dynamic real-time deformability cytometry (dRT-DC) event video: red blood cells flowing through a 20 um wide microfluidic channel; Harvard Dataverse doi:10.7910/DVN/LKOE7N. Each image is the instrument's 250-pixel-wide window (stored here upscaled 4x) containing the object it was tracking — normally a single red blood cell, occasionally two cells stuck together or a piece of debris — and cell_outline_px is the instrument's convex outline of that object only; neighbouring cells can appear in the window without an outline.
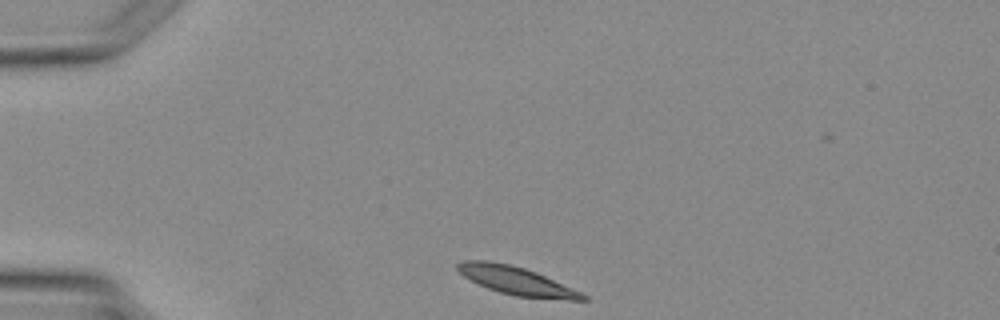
{"species": "Egyptian fruit bat (a non-hibernating species)", "species_latin": "Rousettus aegyptiacus", "temperature_condition": "warm", "stored_images_in_passage": 2, "camera_frame_rate_fps": 3000, "um_per_image_px": 0.085, "animal": {"sex": "female"}, "frame": {"image": 1, "passage_image": 1, "time_ms": 0.0, "image_size_px": [1000, 320], "cell_outline_px": [[588, 300], [568, 300], [516, 296], [500, 292], [488, 288], [464, 276], [456, 268], [456, 264], [460, 260], [488, 260], [508, 264], [524, 268], [536, 272], [572, 288], [588, 296]], "centroid_in_image_um": [43.89, 23.86], "position_along_channel_um": 41.1, "area_um2": 20.29}}